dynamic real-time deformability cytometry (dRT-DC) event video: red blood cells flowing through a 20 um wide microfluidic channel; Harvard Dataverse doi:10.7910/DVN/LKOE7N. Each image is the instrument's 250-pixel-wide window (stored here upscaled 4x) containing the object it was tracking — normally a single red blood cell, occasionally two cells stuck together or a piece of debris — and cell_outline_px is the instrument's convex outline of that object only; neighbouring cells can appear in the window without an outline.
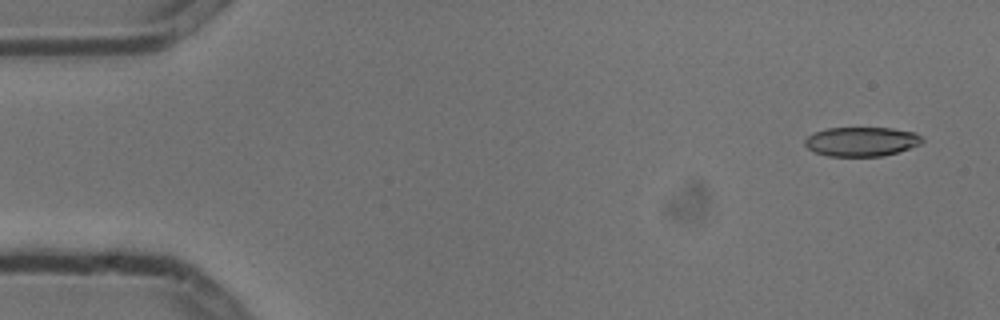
{"species": "common noctule bat (a hibernating species)", "species_latin": "Nyctalus noctula", "temperature_condition": "cold", "stored_images_in_passage": 8, "camera_frame_rate_fps": 3000, "um_per_image_px": 0.085, "animal": {"sex": "male", "body_mass_g": 13.3}, "frame": {"image": 1, "passage_image": 1, "time_ms": 0.0, "image_size_px": [1000, 320], "cell_outline_px": [[924, 140], [920, 144], [896, 152], [880, 156], [828, 156], [816, 152], [808, 148], [804, 144], [804, 140], [808, 136], [816, 132], [828, 128], [892, 128], [916, 132]], "centroid_in_image_um": [73.23, 12.03], "position_along_channel_um": 11.8, "area_um2": 19.83}}
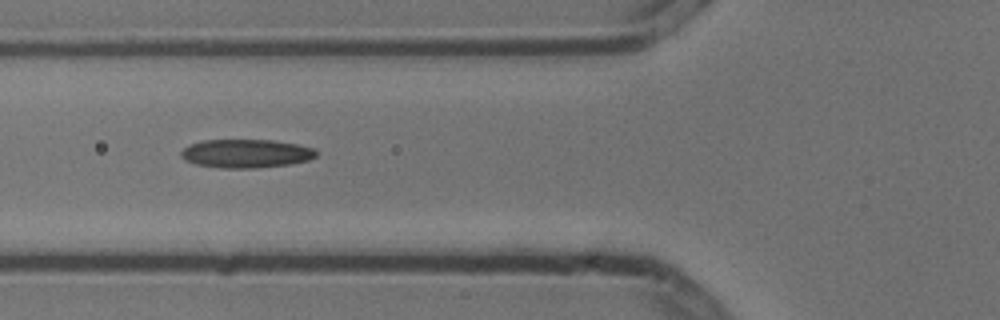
{"frame": {"image": 2, "passage_image": 6, "time_ms": 1.667, "image_size_px": [1000, 320], "cell_outline_px": [[316, 156], [308, 160], [292, 164], [256, 168], [220, 168], [196, 164], [180, 156], [180, 152], [188, 144], [204, 140], [272, 140], [296, 144], [316, 148]], "centroid_in_image_um": [20.93, 13.05], "position_along_channel_um": 104.9, "area_um2": 22.54}}
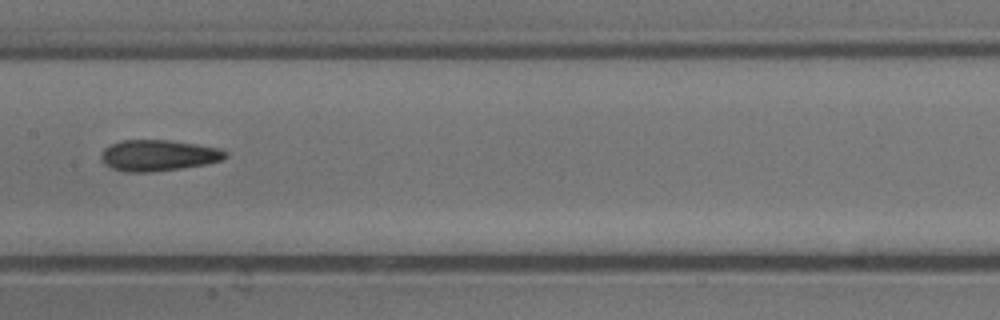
{"frame": {"image": 3, "passage_image": 8, "time_ms": 2.333, "image_size_px": [1000, 320], "cell_outline_px": [[228, 156], [224, 160], [204, 164], [180, 168], [152, 172], [128, 172], [112, 168], [104, 164], [100, 156], [104, 148], [120, 140], [168, 140], [196, 144], [220, 148], [228, 152]], "centroid_in_image_um": [13.47, 13.2], "position_along_channel_um": 193.9, "area_um2": 22.54}}